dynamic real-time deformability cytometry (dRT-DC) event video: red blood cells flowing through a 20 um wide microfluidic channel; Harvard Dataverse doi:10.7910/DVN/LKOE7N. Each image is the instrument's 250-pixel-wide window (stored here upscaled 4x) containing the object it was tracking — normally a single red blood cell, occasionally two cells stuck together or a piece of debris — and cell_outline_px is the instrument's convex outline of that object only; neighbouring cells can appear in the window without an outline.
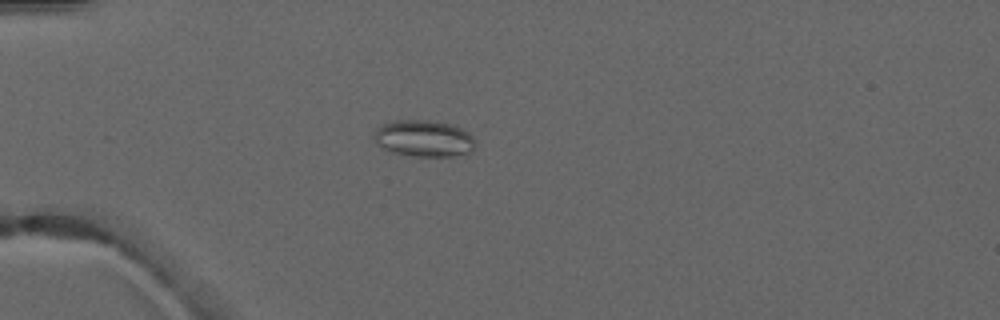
{"species": "common noctule bat (a hibernating species)", "species_latin": "Nyctalus noctula", "temperature_condition": "warm", "stored_images_in_passage": 2, "camera_frame_rate_fps": 3000, "um_per_image_px": 0.085, "animal": {"sex": "male", "forearm_length_mm": 52.5}, "frame": {"image": 1, "passage_image": 2, "time_ms": 1.0, "image_size_px": [1000, 320], "cell_outline_px": [[476, 148], [472, 152], [452, 156], [412, 156], [392, 152], [376, 144], [372, 136], [376, 128], [384, 124], [396, 120], [436, 120], [452, 124], [468, 132], [476, 140]], "centroid_in_image_um": [36.05, 11.76], "position_along_channel_um": 48.9, "area_um2": 21.96}}